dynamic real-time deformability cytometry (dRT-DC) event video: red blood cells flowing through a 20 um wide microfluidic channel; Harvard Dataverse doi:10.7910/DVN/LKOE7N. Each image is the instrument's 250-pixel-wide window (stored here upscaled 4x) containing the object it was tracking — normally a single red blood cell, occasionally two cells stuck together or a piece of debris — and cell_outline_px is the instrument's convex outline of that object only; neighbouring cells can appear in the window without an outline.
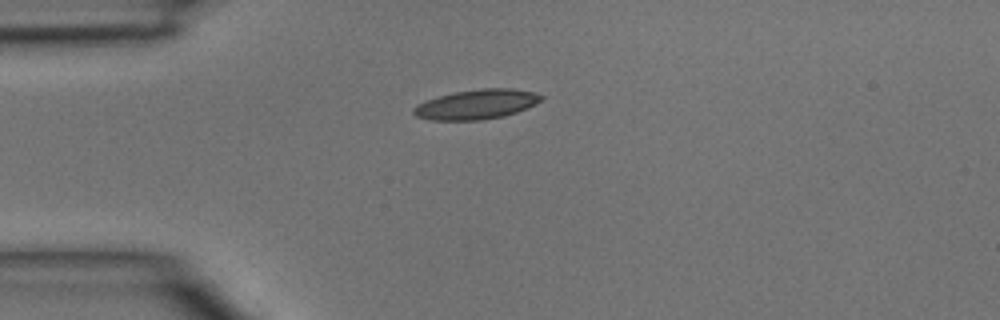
{"species": "common noctule bat (a hibernating species)", "species_latin": "Nyctalus noctula", "temperature_condition": "room temperature", "stored_images_in_passage": 4, "camera_frame_rate_fps": 3000, "um_per_image_px": 0.085, "animal": {"sex": "male", "body_mass_g": 15.6}, "frame": {"image": 1, "passage_image": 4, "time_ms": 1.0, "image_size_px": [1000, 320], "cell_outline_px": [[544, 96], [536, 104], [516, 112], [504, 116], [480, 120], [432, 120], [416, 116], [412, 112], [412, 108], [416, 104], [440, 96], [456, 92], [484, 88], [512, 88], [536, 92]], "centroid_in_image_um": [40.52, 8.87], "position_along_channel_um": 44.5, "area_um2": 21.96}}